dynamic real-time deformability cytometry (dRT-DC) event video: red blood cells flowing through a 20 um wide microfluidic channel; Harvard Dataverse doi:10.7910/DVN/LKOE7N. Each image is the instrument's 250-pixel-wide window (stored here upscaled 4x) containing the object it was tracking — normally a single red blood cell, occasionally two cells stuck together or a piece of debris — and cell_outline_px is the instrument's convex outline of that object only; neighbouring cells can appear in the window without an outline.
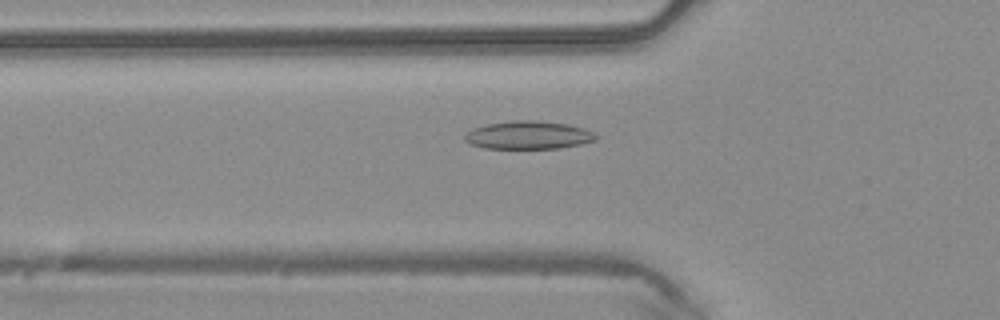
{"species": "common noctule bat (a hibernating species)", "species_latin": "Nyctalus noctula", "temperature_condition": "warm", "stored_images_in_passage": 37, "camera_frame_rate_fps": 3000, "um_per_image_px": 0.085, "animal": {"sex": "male", "body_mass_g": 20.4}, "frame": {"image": 1, "passage_image": 6, "time_ms": 1.667, "image_size_px": [1000, 320], "cell_outline_px": [[600, 136], [596, 140], [580, 144], [560, 148], [484, 148], [468, 144], [464, 140], [464, 136], [472, 128], [488, 124], [512, 120], [536, 120], [568, 124], [584, 128]], "centroid_in_image_um": [44.91, 11.48], "position_along_channel_um": 80.9, "area_um2": 21.56}}
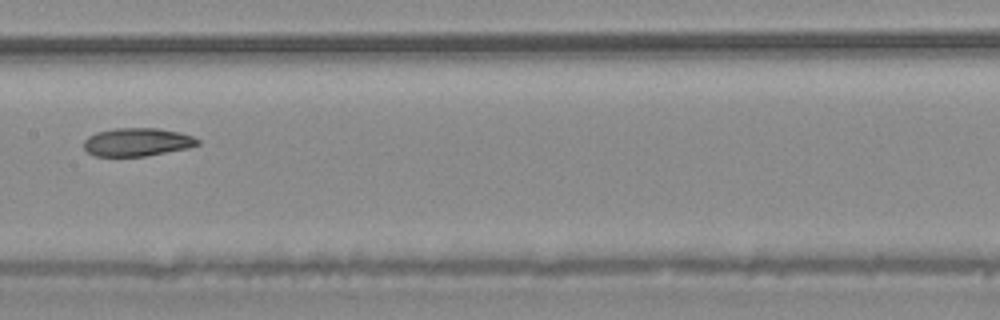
{"frame": {"image": 2, "passage_image": 14, "time_ms": 4.333, "image_size_px": [1000, 320], "cell_outline_px": [[200, 144], [188, 148], [148, 156], [96, 156], [88, 152], [84, 148], [84, 140], [88, 136], [96, 132], [116, 128], [156, 128], [180, 132], [192, 136], [200, 140]], "centroid_in_image_um": [11.67, 12.07], "position_along_channel_um": 195.7, "area_um2": 18.79}}
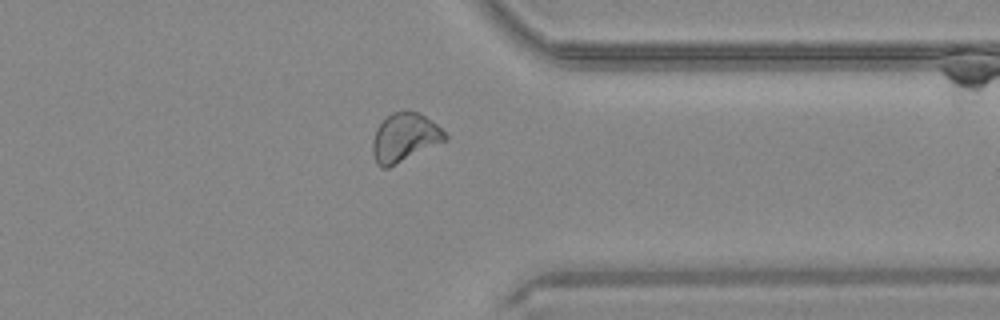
{"frame": {"image": 3, "passage_image": 27, "time_ms": 8.667, "image_size_px": [1000, 320], "cell_outline_px": [[448, 140], [388, 168], [380, 168], [376, 164], [372, 152], [372, 140], [376, 128], [392, 112], [420, 112], [436, 124], [448, 136]], "centroid_in_image_um": [34.38, 11.72], "position_along_channel_um": 377.0, "area_um2": 20.52}}